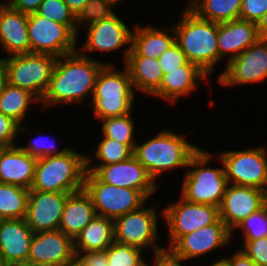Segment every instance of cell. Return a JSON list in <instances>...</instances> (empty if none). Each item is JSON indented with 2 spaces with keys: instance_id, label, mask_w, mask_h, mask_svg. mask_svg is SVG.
<instances>
[{
  "instance_id": "484cf974",
  "label": "cell",
  "mask_w": 267,
  "mask_h": 266,
  "mask_svg": "<svg viewBox=\"0 0 267 266\" xmlns=\"http://www.w3.org/2000/svg\"><path fill=\"white\" fill-rule=\"evenodd\" d=\"M130 47L127 46L123 56L133 87L141 93L144 92L153 96L159 89L163 78L158 59L141 55H128Z\"/></svg>"
},
{
  "instance_id": "7a4b0ae2",
  "label": "cell",
  "mask_w": 267,
  "mask_h": 266,
  "mask_svg": "<svg viewBox=\"0 0 267 266\" xmlns=\"http://www.w3.org/2000/svg\"><path fill=\"white\" fill-rule=\"evenodd\" d=\"M182 15V19L173 26L175 42L189 62L210 75L219 61L218 23L199 18L189 8L185 9Z\"/></svg>"
},
{
  "instance_id": "6da1fadb",
  "label": "cell",
  "mask_w": 267,
  "mask_h": 266,
  "mask_svg": "<svg viewBox=\"0 0 267 266\" xmlns=\"http://www.w3.org/2000/svg\"><path fill=\"white\" fill-rule=\"evenodd\" d=\"M84 54L77 50L57 58L48 89L40 101L43 107L82 103L88 93L92 98L97 76L107 63L95 61Z\"/></svg>"
},
{
  "instance_id": "bcb514c9",
  "label": "cell",
  "mask_w": 267,
  "mask_h": 266,
  "mask_svg": "<svg viewBox=\"0 0 267 266\" xmlns=\"http://www.w3.org/2000/svg\"><path fill=\"white\" fill-rule=\"evenodd\" d=\"M231 266H257L243 251L240 249L230 256Z\"/></svg>"
},
{
  "instance_id": "f5cc1de1",
  "label": "cell",
  "mask_w": 267,
  "mask_h": 266,
  "mask_svg": "<svg viewBox=\"0 0 267 266\" xmlns=\"http://www.w3.org/2000/svg\"><path fill=\"white\" fill-rule=\"evenodd\" d=\"M109 3H111L113 6H116L115 4H117L118 2H120L121 0H107Z\"/></svg>"
},
{
  "instance_id": "ab89813d",
  "label": "cell",
  "mask_w": 267,
  "mask_h": 266,
  "mask_svg": "<svg viewBox=\"0 0 267 266\" xmlns=\"http://www.w3.org/2000/svg\"><path fill=\"white\" fill-rule=\"evenodd\" d=\"M243 251L257 266H267V237L244 240Z\"/></svg>"
},
{
  "instance_id": "d4e9b609",
  "label": "cell",
  "mask_w": 267,
  "mask_h": 266,
  "mask_svg": "<svg viewBox=\"0 0 267 266\" xmlns=\"http://www.w3.org/2000/svg\"><path fill=\"white\" fill-rule=\"evenodd\" d=\"M97 216L90 195L84 190L70 193L62 212L59 230L73 240Z\"/></svg>"
},
{
  "instance_id": "7dc6e473",
  "label": "cell",
  "mask_w": 267,
  "mask_h": 266,
  "mask_svg": "<svg viewBox=\"0 0 267 266\" xmlns=\"http://www.w3.org/2000/svg\"><path fill=\"white\" fill-rule=\"evenodd\" d=\"M75 16L82 10L89 0H64Z\"/></svg>"
},
{
  "instance_id": "44dd1931",
  "label": "cell",
  "mask_w": 267,
  "mask_h": 266,
  "mask_svg": "<svg viewBox=\"0 0 267 266\" xmlns=\"http://www.w3.org/2000/svg\"><path fill=\"white\" fill-rule=\"evenodd\" d=\"M259 39L258 27L255 22L238 19L218 23L219 60L230 53L228 63Z\"/></svg>"
},
{
  "instance_id": "816d5d0a",
  "label": "cell",
  "mask_w": 267,
  "mask_h": 266,
  "mask_svg": "<svg viewBox=\"0 0 267 266\" xmlns=\"http://www.w3.org/2000/svg\"><path fill=\"white\" fill-rule=\"evenodd\" d=\"M7 266H37L28 262H22V263H12V264H7Z\"/></svg>"
},
{
  "instance_id": "83f0119b",
  "label": "cell",
  "mask_w": 267,
  "mask_h": 266,
  "mask_svg": "<svg viewBox=\"0 0 267 266\" xmlns=\"http://www.w3.org/2000/svg\"><path fill=\"white\" fill-rule=\"evenodd\" d=\"M171 29L169 32L172 35L170 36L165 31L153 26H136L131 34V47L128 55L158 59L175 42L174 28Z\"/></svg>"
},
{
  "instance_id": "7bdbcfd3",
  "label": "cell",
  "mask_w": 267,
  "mask_h": 266,
  "mask_svg": "<svg viewBox=\"0 0 267 266\" xmlns=\"http://www.w3.org/2000/svg\"><path fill=\"white\" fill-rule=\"evenodd\" d=\"M153 253V258L155 259V264L153 266H184L182 262L187 260L184 257L177 255L171 248L164 247Z\"/></svg>"
},
{
  "instance_id": "52a82bcc",
  "label": "cell",
  "mask_w": 267,
  "mask_h": 266,
  "mask_svg": "<svg viewBox=\"0 0 267 266\" xmlns=\"http://www.w3.org/2000/svg\"><path fill=\"white\" fill-rule=\"evenodd\" d=\"M57 58L50 54L30 52L2 59L8 83L31 92L41 101L48 89Z\"/></svg>"
},
{
  "instance_id": "5bb4252c",
  "label": "cell",
  "mask_w": 267,
  "mask_h": 266,
  "mask_svg": "<svg viewBox=\"0 0 267 266\" xmlns=\"http://www.w3.org/2000/svg\"><path fill=\"white\" fill-rule=\"evenodd\" d=\"M218 79L219 84L227 87L267 79V39H259L226 63Z\"/></svg>"
},
{
  "instance_id": "7402d4cb",
  "label": "cell",
  "mask_w": 267,
  "mask_h": 266,
  "mask_svg": "<svg viewBox=\"0 0 267 266\" xmlns=\"http://www.w3.org/2000/svg\"><path fill=\"white\" fill-rule=\"evenodd\" d=\"M36 158L18 146L0 147V183L31 189Z\"/></svg>"
},
{
  "instance_id": "11a10c76",
  "label": "cell",
  "mask_w": 267,
  "mask_h": 266,
  "mask_svg": "<svg viewBox=\"0 0 267 266\" xmlns=\"http://www.w3.org/2000/svg\"><path fill=\"white\" fill-rule=\"evenodd\" d=\"M3 264H5V263L3 261V258H2L1 252H0V265H3Z\"/></svg>"
},
{
  "instance_id": "4fadbf2b",
  "label": "cell",
  "mask_w": 267,
  "mask_h": 266,
  "mask_svg": "<svg viewBox=\"0 0 267 266\" xmlns=\"http://www.w3.org/2000/svg\"><path fill=\"white\" fill-rule=\"evenodd\" d=\"M90 164L92 165V158L86 156V172L94 173L102 182L140 190L147 198L157 191L158 185L134 155L118 163L102 166Z\"/></svg>"
},
{
  "instance_id": "7c38bea8",
  "label": "cell",
  "mask_w": 267,
  "mask_h": 266,
  "mask_svg": "<svg viewBox=\"0 0 267 266\" xmlns=\"http://www.w3.org/2000/svg\"><path fill=\"white\" fill-rule=\"evenodd\" d=\"M157 215L155 208L141 207L115 218L113 220L114 241L139 248L142 251L145 247L150 248V246L154 252L161 250L163 247L157 243Z\"/></svg>"
},
{
  "instance_id": "db71d44e",
  "label": "cell",
  "mask_w": 267,
  "mask_h": 266,
  "mask_svg": "<svg viewBox=\"0 0 267 266\" xmlns=\"http://www.w3.org/2000/svg\"><path fill=\"white\" fill-rule=\"evenodd\" d=\"M67 266H81V264L76 260L74 263Z\"/></svg>"
},
{
  "instance_id": "3957f363",
  "label": "cell",
  "mask_w": 267,
  "mask_h": 266,
  "mask_svg": "<svg viewBox=\"0 0 267 266\" xmlns=\"http://www.w3.org/2000/svg\"><path fill=\"white\" fill-rule=\"evenodd\" d=\"M182 136L162 130L147 142L136 143L133 155L154 181L167 170L187 167L190 158L200 149Z\"/></svg>"
},
{
  "instance_id": "ba28073f",
  "label": "cell",
  "mask_w": 267,
  "mask_h": 266,
  "mask_svg": "<svg viewBox=\"0 0 267 266\" xmlns=\"http://www.w3.org/2000/svg\"><path fill=\"white\" fill-rule=\"evenodd\" d=\"M84 190L90 195L96 214L113 220L143 207L148 199L140 190L102 182L92 172L85 174Z\"/></svg>"
},
{
  "instance_id": "d6986e66",
  "label": "cell",
  "mask_w": 267,
  "mask_h": 266,
  "mask_svg": "<svg viewBox=\"0 0 267 266\" xmlns=\"http://www.w3.org/2000/svg\"><path fill=\"white\" fill-rule=\"evenodd\" d=\"M87 38L81 51L111 52L124 47L131 46L132 31L118 18L117 14L91 24L87 28Z\"/></svg>"
},
{
  "instance_id": "f35d334b",
  "label": "cell",
  "mask_w": 267,
  "mask_h": 266,
  "mask_svg": "<svg viewBox=\"0 0 267 266\" xmlns=\"http://www.w3.org/2000/svg\"><path fill=\"white\" fill-rule=\"evenodd\" d=\"M42 137V136H41ZM44 138V137H42ZM42 138H35L33 141H30L28 146H21L20 148L29 153L32 157L39 159L46 156L62 155L70 150V148H64L63 150H57L58 147L54 146L53 143H48V141ZM50 139V138H49ZM52 141V140H51Z\"/></svg>"
},
{
  "instance_id": "5b68a950",
  "label": "cell",
  "mask_w": 267,
  "mask_h": 266,
  "mask_svg": "<svg viewBox=\"0 0 267 266\" xmlns=\"http://www.w3.org/2000/svg\"><path fill=\"white\" fill-rule=\"evenodd\" d=\"M123 70H115L110 63L99 72L91 98L96 118L102 120L132 113L135 91L129 71L125 66Z\"/></svg>"
},
{
  "instance_id": "cb8c5ba5",
  "label": "cell",
  "mask_w": 267,
  "mask_h": 266,
  "mask_svg": "<svg viewBox=\"0 0 267 266\" xmlns=\"http://www.w3.org/2000/svg\"><path fill=\"white\" fill-rule=\"evenodd\" d=\"M208 77L196 64L187 62L180 69L163 74L159 89L153 94L169 103H176L178 97L188 96L197 88V81Z\"/></svg>"
},
{
  "instance_id": "ffe728a7",
  "label": "cell",
  "mask_w": 267,
  "mask_h": 266,
  "mask_svg": "<svg viewBox=\"0 0 267 266\" xmlns=\"http://www.w3.org/2000/svg\"><path fill=\"white\" fill-rule=\"evenodd\" d=\"M33 235L25 218L0 219V252L4 263L27 262Z\"/></svg>"
},
{
  "instance_id": "1f68e13d",
  "label": "cell",
  "mask_w": 267,
  "mask_h": 266,
  "mask_svg": "<svg viewBox=\"0 0 267 266\" xmlns=\"http://www.w3.org/2000/svg\"><path fill=\"white\" fill-rule=\"evenodd\" d=\"M130 115L131 113L119 117L102 119L103 136L119 141L122 144H136L133 139L135 123Z\"/></svg>"
},
{
  "instance_id": "d590c367",
  "label": "cell",
  "mask_w": 267,
  "mask_h": 266,
  "mask_svg": "<svg viewBox=\"0 0 267 266\" xmlns=\"http://www.w3.org/2000/svg\"><path fill=\"white\" fill-rule=\"evenodd\" d=\"M111 7L113 5L107 0H89L85 7L76 15V35L78 28H80L78 26H81V24H85L88 27L114 15L115 12L112 11L113 8Z\"/></svg>"
},
{
  "instance_id": "ac0fdd59",
  "label": "cell",
  "mask_w": 267,
  "mask_h": 266,
  "mask_svg": "<svg viewBox=\"0 0 267 266\" xmlns=\"http://www.w3.org/2000/svg\"><path fill=\"white\" fill-rule=\"evenodd\" d=\"M232 232L219 218L215 223L182 236L171 249L185 259L203 256L230 242Z\"/></svg>"
},
{
  "instance_id": "74e56055",
  "label": "cell",
  "mask_w": 267,
  "mask_h": 266,
  "mask_svg": "<svg viewBox=\"0 0 267 266\" xmlns=\"http://www.w3.org/2000/svg\"><path fill=\"white\" fill-rule=\"evenodd\" d=\"M158 62L163 74L169 70L180 69V66L185 65L188 59L179 45L174 42L163 54L158 57Z\"/></svg>"
},
{
  "instance_id": "8992f818",
  "label": "cell",
  "mask_w": 267,
  "mask_h": 266,
  "mask_svg": "<svg viewBox=\"0 0 267 266\" xmlns=\"http://www.w3.org/2000/svg\"><path fill=\"white\" fill-rule=\"evenodd\" d=\"M212 156V153L199 149L190 158L187 167L192 168L185 174L181 197L191 203L209 204L219 208L228 181L223 163L222 168L204 166L211 161Z\"/></svg>"
},
{
  "instance_id": "b9f144b4",
  "label": "cell",
  "mask_w": 267,
  "mask_h": 266,
  "mask_svg": "<svg viewBox=\"0 0 267 266\" xmlns=\"http://www.w3.org/2000/svg\"><path fill=\"white\" fill-rule=\"evenodd\" d=\"M267 11V0H242L239 19L257 23Z\"/></svg>"
},
{
  "instance_id": "60d3db41",
  "label": "cell",
  "mask_w": 267,
  "mask_h": 266,
  "mask_svg": "<svg viewBox=\"0 0 267 266\" xmlns=\"http://www.w3.org/2000/svg\"><path fill=\"white\" fill-rule=\"evenodd\" d=\"M26 127L19 125L11 117L0 113V147L15 146V137L18 131H23Z\"/></svg>"
},
{
  "instance_id": "4316f807",
  "label": "cell",
  "mask_w": 267,
  "mask_h": 266,
  "mask_svg": "<svg viewBox=\"0 0 267 266\" xmlns=\"http://www.w3.org/2000/svg\"><path fill=\"white\" fill-rule=\"evenodd\" d=\"M73 241L76 258L84 252L107 250L114 242L113 219L97 215Z\"/></svg>"
},
{
  "instance_id": "2e32d148",
  "label": "cell",
  "mask_w": 267,
  "mask_h": 266,
  "mask_svg": "<svg viewBox=\"0 0 267 266\" xmlns=\"http://www.w3.org/2000/svg\"><path fill=\"white\" fill-rule=\"evenodd\" d=\"M267 204V192L255 187L228 184L219 207V217L233 232L250 214Z\"/></svg>"
},
{
  "instance_id": "f546056e",
  "label": "cell",
  "mask_w": 267,
  "mask_h": 266,
  "mask_svg": "<svg viewBox=\"0 0 267 266\" xmlns=\"http://www.w3.org/2000/svg\"><path fill=\"white\" fill-rule=\"evenodd\" d=\"M34 101L39 102L31 92L7 83L0 95V113L22 125L28 107Z\"/></svg>"
},
{
  "instance_id": "4dcf8cb0",
  "label": "cell",
  "mask_w": 267,
  "mask_h": 266,
  "mask_svg": "<svg viewBox=\"0 0 267 266\" xmlns=\"http://www.w3.org/2000/svg\"><path fill=\"white\" fill-rule=\"evenodd\" d=\"M28 194L21 186L0 183V219L25 218Z\"/></svg>"
},
{
  "instance_id": "ee69618b",
  "label": "cell",
  "mask_w": 267,
  "mask_h": 266,
  "mask_svg": "<svg viewBox=\"0 0 267 266\" xmlns=\"http://www.w3.org/2000/svg\"><path fill=\"white\" fill-rule=\"evenodd\" d=\"M76 260L81 266H108L106 250L84 252Z\"/></svg>"
},
{
  "instance_id": "f6af8a7d",
  "label": "cell",
  "mask_w": 267,
  "mask_h": 266,
  "mask_svg": "<svg viewBox=\"0 0 267 266\" xmlns=\"http://www.w3.org/2000/svg\"><path fill=\"white\" fill-rule=\"evenodd\" d=\"M42 1L43 0H10L6 4L16 11L29 15L37 12Z\"/></svg>"
},
{
  "instance_id": "e575fe53",
  "label": "cell",
  "mask_w": 267,
  "mask_h": 266,
  "mask_svg": "<svg viewBox=\"0 0 267 266\" xmlns=\"http://www.w3.org/2000/svg\"><path fill=\"white\" fill-rule=\"evenodd\" d=\"M36 13L57 23L67 25L76 34V16L64 0H43Z\"/></svg>"
},
{
  "instance_id": "c3c4849f",
  "label": "cell",
  "mask_w": 267,
  "mask_h": 266,
  "mask_svg": "<svg viewBox=\"0 0 267 266\" xmlns=\"http://www.w3.org/2000/svg\"><path fill=\"white\" fill-rule=\"evenodd\" d=\"M257 27L260 39H267V11L257 22Z\"/></svg>"
},
{
  "instance_id": "9c48e42d",
  "label": "cell",
  "mask_w": 267,
  "mask_h": 266,
  "mask_svg": "<svg viewBox=\"0 0 267 266\" xmlns=\"http://www.w3.org/2000/svg\"><path fill=\"white\" fill-rule=\"evenodd\" d=\"M228 184L255 187L267 192V150L255 149L219 153Z\"/></svg>"
},
{
  "instance_id": "9a60e30c",
  "label": "cell",
  "mask_w": 267,
  "mask_h": 266,
  "mask_svg": "<svg viewBox=\"0 0 267 266\" xmlns=\"http://www.w3.org/2000/svg\"><path fill=\"white\" fill-rule=\"evenodd\" d=\"M76 261L74 241L62 231L34 233L28 263L37 266H67Z\"/></svg>"
},
{
  "instance_id": "8fae6325",
  "label": "cell",
  "mask_w": 267,
  "mask_h": 266,
  "mask_svg": "<svg viewBox=\"0 0 267 266\" xmlns=\"http://www.w3.org/2000/svg\"><path fill=\"white\" fill-rule=\"evenodd\" d=\"M162 212L169 229L167 248H171L182 236L211 225L220 218L218 207L191 203L182 197L179 202L166 206Z\"/></svg>"
},
{
  "instance_id": "d6a6232c",
  "label": "cell",
  "mask_w": 267,
  "mask_h": 266,
  "mask_svg": "<svg viewBox=\"0 0 267 266\" xmlns=\"http://www.w3.org/2000/svg\"><path fill=\"white\" fill-rule=\"evenodd\" d=\"M135 145L122 144L119 141L103 137L95 151V156L101 163L94 166L108 165L129 159L133 156Z\"/></svg>"
},
{
  "instance_id": "681fc988",
  "label": "cell",
  "mask_w": 267,
  "mask_h": 266,
  "mask_svg": "<svg viewBox=\"0 0 267 266\" xmlns=\"http://www.w3.org/2000/svg\"><path fill=\"white\" fill-rule=\"evenodd\" d=\"M8 83L7 80V70L2 58H0V95L2 94L6 84Z\"/></svg>"
},
{
  "instance_id": "8d00e7d4",
  "label": "cell",
  "mask_w": 267,
  "mask_h": 266,
  "mask_svg": "<svg viewBox=\"0 0 267 266\" xmlns=\"http://www.w3.org/2000/svg\"><path fill=\"white\" fill-rule=\"evenodd\" d=\"M237 228L244 230V240L267 237V204L257 212L250 214Z\"/></svg>"
},
{
  "instance_id": "f907efd6",
  "label": "cell",
  "mask_w": 267,
  "mask_h": 266,
  "mask_svg": "<svg viewBox=\"0 0 267 266\" xmlns=\"http://www.w3.org/2000/svg\"><path fill=\"white\" fill-rule=\"evenodd\" d=\"M210 266H231V263L229 258L224 257L220 260H216V262H213Z\"/></svg>"
},
{
  "instance_id": "836d02e7",
  "label": "cell",
  "mask_w": 267,
  "mask_h": 266,
  "mask_svg": "<svg viewBox=\"0 0 267 266\" xmlns=\"http://www.w3.org/2000/svg\"><path fill=\"white\" fill-rule=\"evenodd\" d=\"M142 253L139 248L114 241L106 250L108 266H148Z\"/></svg>"
},
{
  "instance_id": "603a6c76",
  "label": "cell",
  "mask_w": 267,
  "mask_h": 266,
  "mask_svg": "<svg viewBox=\"0 0 267 266\" xmlns=\"http://www.w3.org/2000/svg\"><path fill=\"white\" fill-rule=\"evenodd\" d=\"M28 14L0 3V44L8 55L30 53L28 37Z\"/></svg>"
},
{
  "instance_id": "30bf717a",
  "label": "cell",
  "mask_w": 267,
  "mask_h": 266,
  "mask_svg": "<svg viewBox=\"0 0 267 266\" xmlns=\"http://www.w3.org/2000/svg\"><path fill=\"white\" fill-rule=\"evenodd\" d=\"M27 30L32 53L60 57L77 51V35L67 25L32 13L28 15Z\"/></svg>"
},
{
  "instance_id": "e0dca14e",
  "label": "cell",
  "mask_w": 267,
  "mask_h": 266,
  "mask_svg": "<svg viewBox=\"0 0 267 266\" xmlns=\"http://www.w3.org/2000/svg\"><path fill=\"white\" fill-rule=\"evenodd\" d=\"M69 194L29 190L25 221L34 233L59 229Z\"/></svg>"
},
{
  "instance_id": "f1b7e54d",
  "label": "cell",
  "mask_w": 267,
  "mask_h": 266,
  "mask_svg": "<svg viewBox=\"0 0 267 266\" xmlns=\"http://www.w3.org/2000/svg\"><path fill=\"white\" fill-rule=\"evenodd\" d=\"M242 0H192L186 6L199 18L223 23L239 19Z\"/></svg>"
},
{
  "instance_id": "277c9868",
  "label": "cell",
  "mask_w": 267,
  "mask_h": 266,
  "mask_svg": "<svg viewBox=\"0 0 267 266\" xmlns=\"http://www.w3.org/2000/svg\"><path fill=\"white\" fill-rule=\"evenodd\" d=\"M86 156L70 149L62 155L36 160L35 176L30 190L74 193L84 188Z\"/></svg>"
}]
</instances>
